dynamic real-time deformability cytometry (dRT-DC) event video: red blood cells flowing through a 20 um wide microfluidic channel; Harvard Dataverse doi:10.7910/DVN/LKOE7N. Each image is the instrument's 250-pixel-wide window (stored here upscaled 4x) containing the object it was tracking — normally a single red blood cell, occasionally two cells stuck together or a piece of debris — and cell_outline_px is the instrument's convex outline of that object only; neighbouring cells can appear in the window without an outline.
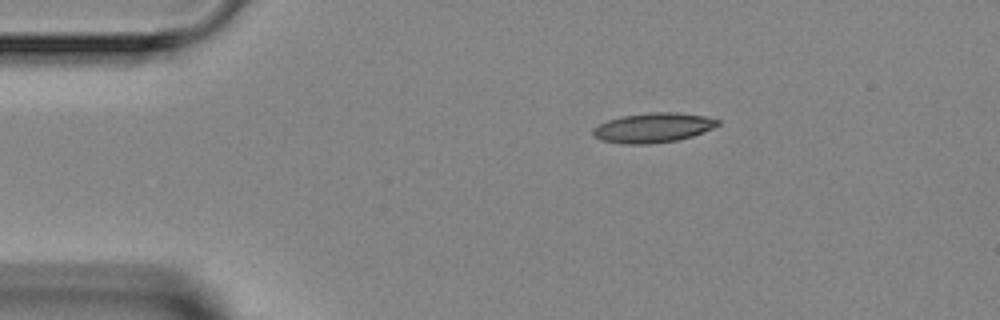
{"species": "Egyptian fruit bat (a non-hibernating species)", "species_latin": "Rousettus aegyptiacus", "temperature_condition": "room temperature", "stored_images_in_passage": 3, "camera_frame_rate_fps": 3000, "um_per_image_px": 0.085, "animal": {"sex": "female"}, "frame": {"image": 1, "passage_image": 3, "time_ms": 3.0, "image_size_px": [1000, 320], "cell_outline_px": [[720, 124], [712, 128], [692, 136], [676, 140], [648, 144], [624, 144], [600, 140], [592, 132], [592, 128], [608, 120], [624, 116], [652, 112], [676, 112], [704, 116], [720, 120]], "centroid_in_image_um": [55.51, 10.86], "position_along_channel_um": 29.5, "area_um2": 21.33}}